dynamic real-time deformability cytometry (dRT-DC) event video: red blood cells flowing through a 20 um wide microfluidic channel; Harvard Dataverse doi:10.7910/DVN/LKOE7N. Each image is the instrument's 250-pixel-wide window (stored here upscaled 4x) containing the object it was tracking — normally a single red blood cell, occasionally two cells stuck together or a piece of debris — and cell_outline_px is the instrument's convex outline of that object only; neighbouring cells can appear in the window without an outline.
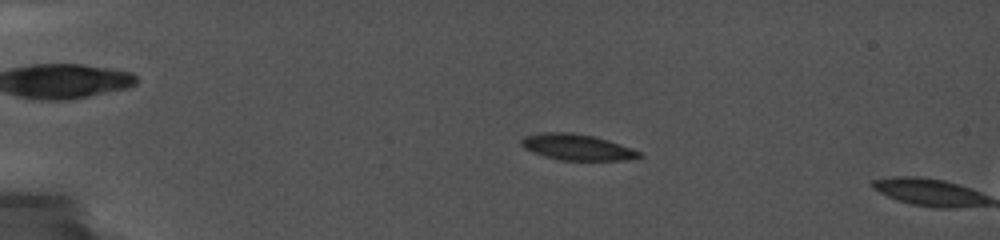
{"species": "common noctule bat (a hibernating species)", "species_latin": "Nyctalus noctula", "temperature_condition": "cold", "stored_images_in_passage": 15, "camera_frame_rate_fps": 5000, "um_per_image_px": 0.085, "animal": {"sex": "female", "body_mass_g": 19.0, "forearm_length_mm": 56.7}, "frame": {"image": 1, "passage_image": 11, "time_ms": 4.0, "image_size_px": [1000, 240], "cell_outline_px": [[644, 156], [624, 160], [560, 160], [544, 156], [524, 148], [520, 144], [520, 140], [524, 136], [544, 132], [572, 132], [592, 136], [608, 140], [632, 148], [640, 152]], "centroid_in_image_um": [49.03, 12.5], "position_along_channel_um": 36.0, "area_um2": 17.8}}